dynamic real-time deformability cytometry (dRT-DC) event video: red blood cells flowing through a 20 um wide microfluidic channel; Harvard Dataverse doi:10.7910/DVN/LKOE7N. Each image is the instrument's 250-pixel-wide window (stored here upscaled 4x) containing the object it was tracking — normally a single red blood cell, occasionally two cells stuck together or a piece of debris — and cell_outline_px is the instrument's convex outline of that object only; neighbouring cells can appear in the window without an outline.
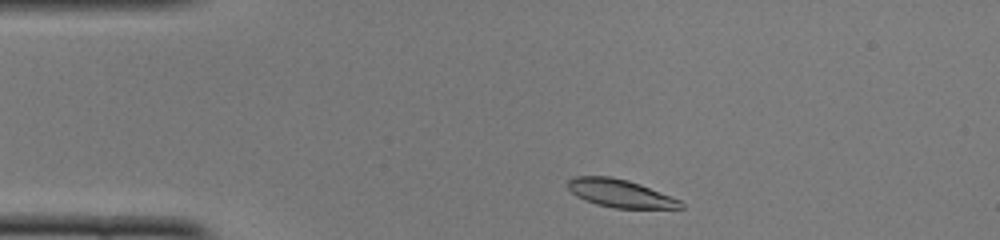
{"species": "common noctule bat (a hibernating species)", "species_latin": "Nyctalus noctula", "temperature_condition": "cold", "stored_images_in_passage": 43, "camera_frame_rate_fps": 3000, "um_per_image_px": 0.085, "animal": {"sex": "female", "body_mass_g": 22.0, "forearm_length_mm": 56.7}, "frame": {"image": 1, "passage_image": 2, "time_ms": 0.333, "image_size_px": [1000, 240], "cell_outline_px": [[684, 208], [616, 208], [596, 204], [584, 200], [576, 196], [568, 188], [568, 180], [576, 176], [608, 176], [628, 180], [640, 184], [680, 200], [684, 204]], "centroid_in_image_um": [52.7, 16.43], "position_along_channel_um": 32.3, "area_um2": 18.21}}
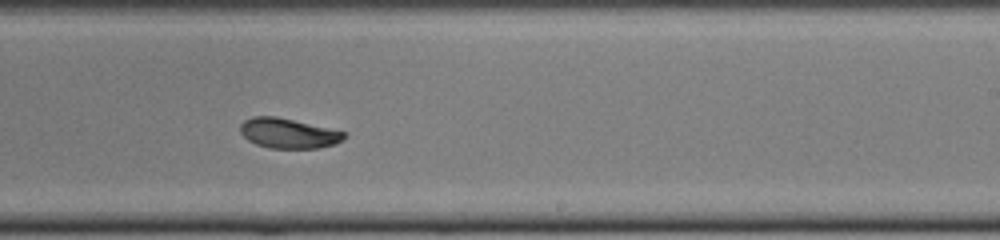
{"frame": {"image": 2, "passage_image": 23, "time_ms": 7.333, "image_size_px": [1000, 240], "cell_outline_px": [[348, 136], [336, 144], [320, 148], [268, 148], [256, 144], [248, 140], [240, 132], [240, 124], [244, 120], [252, 116], [276, 116], [348, 132]], "centroid_in_image_um": [24.54, 11.33], "position_along_channel_um": 264.5, "area_um2": 18.38}}
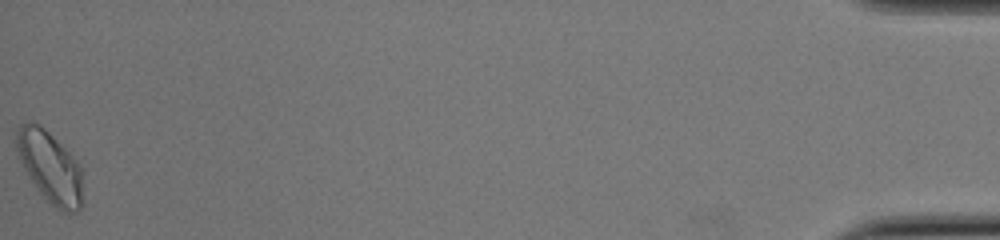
{"frame": {"image": 3, "passage_image": 43, "time_ms": 14.0, "image_size_px": [1000, 240], "cell_outline_px": [[84, 204], [76, 212], [68, 216], [48, 204], [36, 188], [20, 160], [16, 148], [16, 132], [20, 124], [28, 120], [40, 124], [68, 152], [80, 168]], "centroid_in_image_um": [4.26, 14.27], "position_along_channel_um": 430.9, "area_um2": 27.8}, "authors_computed_cell_mechanics": {"area_um2": 19.2474, "velocity_mm_per_s": 3.948, "shape_relaxation_time_tau1_ms": 3.7442, "shape_relaxation_time_tau2_ms": 6.2681, "deformation_change_tau1": 0.1118, "deformation_change_tau2": 0.0776}}